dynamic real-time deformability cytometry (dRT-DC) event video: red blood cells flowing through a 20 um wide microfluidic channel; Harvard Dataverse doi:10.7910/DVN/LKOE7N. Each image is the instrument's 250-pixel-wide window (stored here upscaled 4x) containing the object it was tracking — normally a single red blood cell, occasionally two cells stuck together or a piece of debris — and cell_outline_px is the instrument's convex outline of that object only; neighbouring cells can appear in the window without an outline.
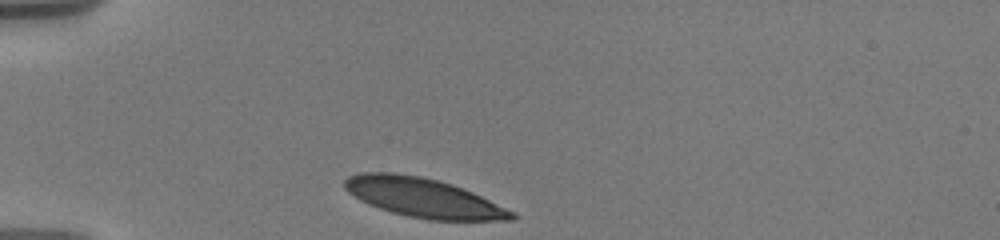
{"species": "human", "species_latin": "Homo sapiens", "temperature_condition": "warm", "stored_images_in_passage": 4, "camera_frame_rate_fps": 3000, "um_per_image_px": 0.085, "donor": {"sex": "male"}, "frame": {"image": 1, "passage_image": 1, "time_ms": 0.0, "image_size_px": [1000, 240], "cell_outline_px": [[516, 216], [512, 220], [428, 220], [408, 216], [392, 212], [368, 204], [360, 200], [348, 192], [344, 188], [344, 180], [348, 176], [360, 172], [392, 172], [420, 176], [452, 184], [472, 192], [516, 212]], "centroid_in_image_um": [35.97, 16.8], "position_along_channel_um": 49.0, "area_um2": 38.09}}
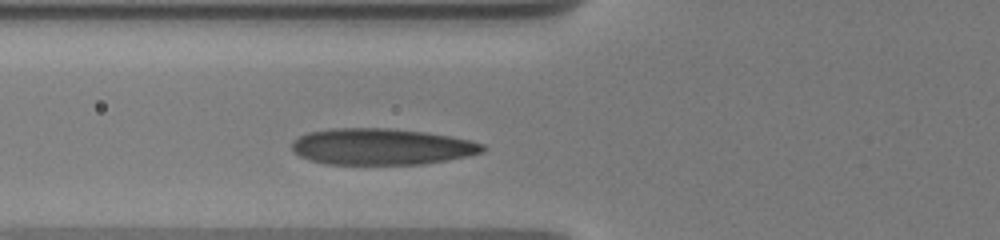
{"frame": {"image": 2, "passage_image": 4, "time_ms": 2.0, "image_size_px": [1000, 240], "cell_outline_px": [[488, 148], [484, 152], [448, 160], [420, 164], [328, 164], [312, 160], [300, 156], [292, 152], [292, 140], [308, 132], [332, 128], [388, 128], [424, 132], [448, 136], [468, 140], [484, 144]], "centroid_in_image_um": [32.42, 12.46], "position_along_channel_um": 93.4, "area_um2": 40.34}}